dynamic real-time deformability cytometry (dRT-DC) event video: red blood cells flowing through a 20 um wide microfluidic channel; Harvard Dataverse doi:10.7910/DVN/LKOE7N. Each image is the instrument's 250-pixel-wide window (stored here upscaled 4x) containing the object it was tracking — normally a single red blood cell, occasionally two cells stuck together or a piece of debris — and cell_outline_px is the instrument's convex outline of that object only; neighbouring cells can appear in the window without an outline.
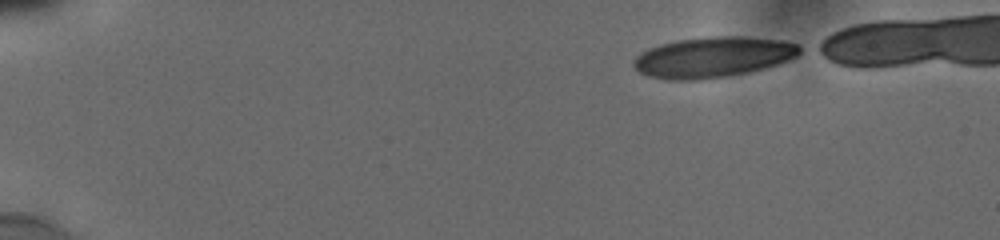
{"species": "human", "species_latin": "Homo sapiens", "temperature_condition": "cold", "stored_images_in_passage": 45, "camera_frame_rate_fps": 3000, "um_per_image_px": 0.085, "donor": {"sex": "male"}, "frame": {"image": 1, "passage_image": 1, "time_ms": 0.0, "image_size_px": [1000, 240], "cell_outline_px": [[804, 52], [788, 60], [764, 68], [748, 72], [700, 80], [668, 80], [648, 76], [640, 72], [632, 64], [632, 60], [640, 52], [648, 48], [660, 44], [676, 40], [712, 36], [744, 36], [780, 40], [796, 44], [804, 48]], "centroid_in_image_um": [60.59, 4.85], "position_along_channel_um": 24.4, "area_um2": 39.42}}
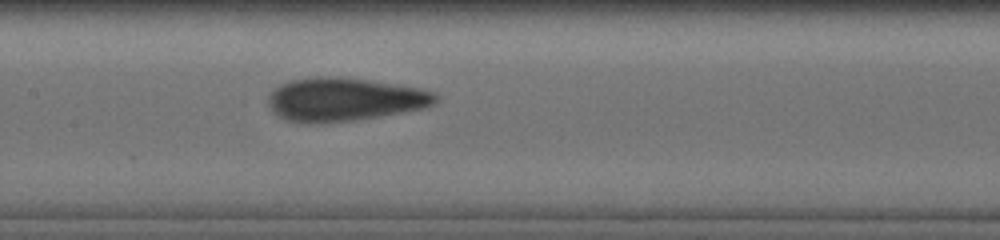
{"frame": {"image": 2, "passage_image": 22, "time_ms": 7.0, "image_size_px": [1000, 240], "cell_outline_px": [[436, 100], [432, 104], [420, 108], [400, 112], [352, 120], [308, 124], [284, 120], [268, 104], [268, 96], [272, 88], [280, 84], [292, 80], [316, 76], [340, 76], [368, 80], [420, 88], [432, 92], [436, 96]], "centroid_in_image_um": [29.18, 8.43], "position_along_channel_um": 178.2, "area_um2": 41.85}}
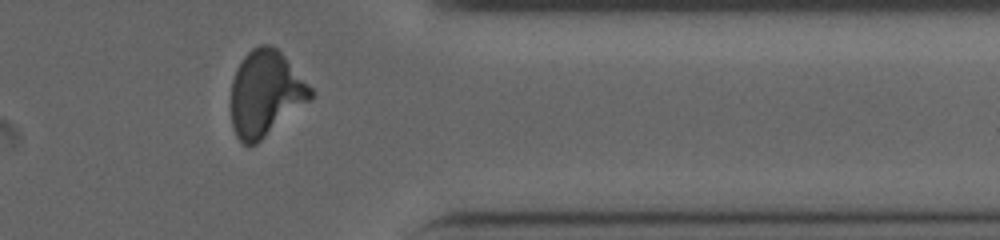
{"frame": {"image": 3, "passage_image": 39, "time_ms": 12.667, "image_size_px": [1000, 240], "cell_outline_px": [[312, 96], [308, 100], [256, 144], [244, 144], [236, 136], [232, 124], [232, 80], [236, 68], [244, 56], [252, 48], [260, 44], [272, 44], [284, 56], [312, 88]], "centroid_in_image_um": [22.53, 7.91], "position_along_channel_um": 388.9, "area_um2": 38.9}}